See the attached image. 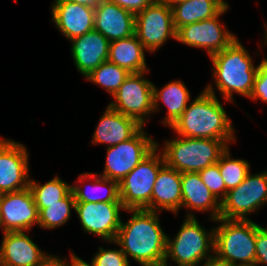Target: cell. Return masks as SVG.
Returning a JSON list of instances; mask_svg holds the SVG:
<instances>
[{
	"instance_id": "cell-1",
	"label": "cell",
	"mask_w": 267,
	"mask_h": 266,
	"mask_svg": "<svg viewBox=\"0 0 267 266\" xmlns=\"http://www.w3.org/2000/svg\"><path fill=\"white\" fill-rule=\"evenodd\" d=\"M132 213L125 223L121 221L114 243L121 247L127 259L131 257L141 266L165 261L167 234L160 225L158 212L146 209H126ZM129 256V257H128Z\"/></svg>"
},
{
	"instance_id": "cell-2",
	"label": "cell",
	"mask_w": 267,
	"mask_h": 266,
	"mask_svg": "<svg viewBox=\"0 0 267 266\" xmlns=\"http://www.w3.org/2000/svg\"><path fill=\"white\" fill-rule=\"evenodd\" d=\"M213 86L208 84L171 126L178 136L235 142V130L224 106L216 97Z\"/></svg>"
},
{
	"instance_id": "cell-3",
	"label": "cell",
	"mask_w": 267,
	"mask_h": 266,
	"mask_svg": "<svg viewBox=\"0 0 267 266\" xmlns=\"http://www.w3.org/2000/svg\"><path fill=\"white\" fill-rule=\"evenodd\" d=\"M214 85L223 99L233 102L234 93L249 98L258 66L238 38L225 49L210 56Z\"/></svg>"
},
{
	"instance_id": "cell-4",
	"label": "cell",
	"mask_w": 267,
	"mask_h": 266,
	"mask_svg": "<svg viewBox=\"0 0 267 266\" xmlns=\"http://www.w3.org/2000/svg\"><path fill=\"white\" fill-rule=\"evenodd\" d=\"M216 221L214 259L230 266H255L256 223L220 217Z\"/></svg>"
},
{
	"instance_id": "cell-5",
	"label": "cell",
	"mask_w": 267,
	"mask_h": 266,
	"mask_svg": "<svg viewBox=\"0 0 267 266\" xmlns=\"http://www.w3.org/2000/svg\"><path fill=\"white\" fill-rule=\"evenodd\" d=\"M187 214L176 237L167 235L165 263L170 258L177 266H199L214 259L215 228L207 232L193 213Z\"/></svg>"
},
{
	"instance_id": "cell-6",
	"label": "cell",
	"mask_w": 267,
	"mask_h": 266,
	"mask_svg": "<svg viewBox=\"0 0 267 266\" xmlns=\"http://www.w3.org/2000/svg\"><path fill=\"white\" fill-rule=\"evenodd\" d=\"M164 145L161 151L165 164L181 173L199 172L217 163L228 148L222 140L182 136L166 140Z\"/></svg>"
},
{
	"instance_id": "cell-7",
	"label": "cell",
	"mask_w": 267,
	"mask_h": 266,
	"mask_svg": "<svg viewBox=\"0 0 267 266\" xmlns=\"http://www.w3.org/2000/svg\"><path fill=\"white\" fill-rule=\"evenodd\" d=\"M158 147L157 143V147L119 182L120 201L125 209L150 210L153 186L159 170L165 165Z\"/></svg>"
},
{
	"instance_id": "cell-8",
	"label": "cell",
	"mask_w": 267,
	"mask_h": 266,
	"mask_svg": "<svg viewBox=\"0 0 267 266\" xmlns=\"http://www.w3.org/2000/svg\"><path fill=\"white\" fill-rule=\"evenodd\" d=\"M266 203L267 171L249 172L243 182L227 192L221 202L220 218L247 220V215L258 211Z\"/></svg>"
},
{
	"instance_id": "cell-9",
	"label": "cell",
	"mask_w": 267,
	"mask_h": 266,
	"mask_svg": "<svg viewBox=\"0 0 267 266\" xmlns=\"http://www.w3.org/2000/svg\"><path fill=\"white\" fill-rule=\"evenodd\" d=\"M156 147L157 142L145 132L143 126L131 139L106 148V163L101 176L121 182Z\"/></svg>"
},
{
	"instance_id": "cell-10",
	"label": "cell",
	"mask_w": 267,
	"mask_h": 266,
	"mask_svg": "<svg viewBox=\"0 0 267 266\" xmlns=\"http://www.w3.org/2000/svg\"><path fill=\"white\" fill-rule=\"evenodd\" d=\"M146 72L147 71L130 73L117 92L113 95L114 101L108 104L117 112L134 118L142 126L145 125L148 117L154 113V84L144 78Z\"/></svg>"
},
{
	"instance_id": "cell-11",
	"label": "cell",
	"mask_w": 267,
	"mask_h": 266,
	"mask_svg": "<svg viewBox=\"0 0 267 266\" xmlns=\"http://www.w3.org/2000/svg\"><path fill=\"white\" fill-rule=\"evenodd\" d=\"M135 35L150 53L159 50L168 39L176 40L172 8L155 0L137 13L135 15Z\"/></svg>"
},
{
	"instance_id": "cell-12",
	"label": "cell",
	"mask_w": 267,
	"mask_h": 266,
	"mask_svg": "<svg viewBox=\"0 0 267 266\" xmlns=\"http://www.w3.org/2000/svg\"><path fill=\"white\" fill-rule=\"evenodd\" d=\"M229 8L227 5L218 15L181 27L176 32V40L194 48H203L209 56L225 49L237 37L227 30L219 20Z\"/></svg>"
},
{
	"instance_id": "cell-13",
	"label": "cell",
	"mask_w": 267,
	"mask_h": 266,
	"mask_svg": "<svg viewBox=\"0 0 267 266\" xmlns=\"http://www.w3.org/2000/svg\"><path fill=\"white\" fill-rule=\"evenodd\" d=\"M75 212L83 231L113 242L121 225L120 210H126L122 202L75 203Z\"/></svg>"
},
{
	"instance_id": "cell-14",
	"label": "cell",
	"mask_w": 267,
	"mask_h": 266,
	"mask_svg": "<svg viewBox=\"0 0 267 266\" xmlns=\"http://www.w3.org/2000/svg\"><path fill=\"white\" fill-rule=\"evenodd\" d=\"M29 154L24 144L0 138V192L10 193L29 187Z\"/></svg>"
},
{
	"instance_id": "cell-15",
	"label": "cell",
	"mask_w": 267,
	"mask_h": 266,
	"mask_svg": "<svg viewBox=\"0 0 267 266\" xmlns=\"http://www.w3.org/2000/svg\"><path fill=\"white\" fill-rule=\"evenodd\" d=\"M38 209L30 188L2 194L0 228L4 232L30 231L38 225Z\"/></svg>"
},
{
	"instance_id": "cell-16",
	"label": "cell",
	"mask_w": 267,
	"mask_h": 266,
	"mask_svg": "<svg viewBox=\"0 0 267 266\" xmlns=\"http://www.w3.org/2000/svg\"><path fill=\"white\" fill-rule=\"evenodd\" d=\"M53 2V24L69 41L94 30L95 8L68 0Z\"/></svg>"
},
{
	"instance_id": "cell-17",
	"label": "cell",
	"mask_w": 267,
	"mask_h": 266,
	"mask_svg": "<svg viewBox=\"0 0 267 266\" xmlns=\"http://www.w3.org/2000/svg\"><path fill=\"white\" fill-rule=\"evenodd\" d=\"M48 256L25 231L4 232L0 266H40Z\"/></svg>"
},
{
	"instance_id": "cell-18",
	"label": "cell",
	"mask_w": 267,
	"mask_h": 266,
	"mask_svg": "<svg viewBox=\"0 0 267 266\" xmlns=\"http://www.w3.org/2000/svg\"><path fill=\"white\" fill-rule=\"evenodd\" d=\"M70 42L74 65L84 77L108 60L110 41L96 30L87 32Z\"/></svg>"
},
{
	"instance_id": "cell-19",
	"label": "cell",
	"mask_w": 267,
	"mask_h": 266,
	"mask_svg": "<svg viewBox=\"0 0 267 266\" xmlns=\"http://www.w3.org/2000/svg\"><path fill=\"white\" fill-rule=\"evenodd\" d=\"M94 30L110 42L135 34V15L117 4L102 0L95 7Z\"/></svg>"
},
{
	"instance_id": "cell-20",
	"label": "cell",
	"mask_w": 267,
	"mask_h": 266,
	"mask_svg": "<svg viewBox=\"0 0 267 266\" xmlns=\"http://www.w3.org/2000/svg\"><path fill=\"white\" fill-rule=\"evenodd\" d=\"M142 127L134 118L117 112L108 105L94 131L92 144H108L106 148L116 146L131 139Z\"/></svg>"
},
{
	"instance_id": "cell-21",
	"label": "cell",
	"mask_w": 267,
	"mask_h": 266,
	"mask_svg": "<svg viewBox=\"0 0 267 266\" xmlns=\"http://www.w3.org/2000/svg\"><path fill=\"white\" fill-rule=\"evenodd\" d=\"M181 175V172L166 164L159 170L153 186L150 211L159 213L166 210L177 214L182 201Z\"/></svg>"
},
{
	"instance_id": "cell-22",
	"label": "cell",
	"mask_w": 267,
	"mask_h": 266,
	"mask_svg": "<svg viewBox=\"0 0 267 266\" xmlns=\"http://www.w3.org/2000/svg\"><path fill=\"white\" fill-rule=\"evenodd\" d=\"M181 187V208L185 207L198 212H210L211 221H215L220 217L221 203L202 182L198 172L182 173Z\"/></svg>"
},
{
	"instance_id": "cell-23",
	"label": "cell",
	"mask_w": 267,
	"mask_h": 266,
	"mask_svg": "<svg viewBox=\"0 0 267 266\" xmlns=\"http://www.w3.org/2000/svg\"><path fill=\"white\" fill-rule=\"evenodd\" d=\"M145 51L146 49L134 34L128 38L110 42L108 60L129 73L149 72Z\"/></svg>"
},
{
	"instance_id": "cell-24",
	"label": "cell",
	"mask_w": 267,
	"mask_h": 266,
	"mask_svg": "<svg viewBox=\"0 0 267 266\" xmlns=\"http://www.w3.org/2000/svg\"><path fill=\"white\" fill-rule=\"evenodd\" d=\"M190 92L182 81H170L160 90L153 85V108L159 111L160 101L167 106V114L162 123L171 127L189 105Z\"/></svg>"
},
{
	"instance_id": "cell-25",
	"label": "cell",
	"mask_w": 267,
	"mask_h": 266,
	"mask_svg": "<svg viewBox=\"0 0 267 266\" xmlns=\"http://www.w3.org/2000/svg\"><path fill=\"white\" fill-rule=\"evenodd\" d=\"M89 191L84 190L79 184L71 186V191L73 192L76 203H85V202H121L119 196V183L108 178L101 176L97 173H82L78 177V182L83 184L85 180L86 183L91 181ZM89 180V181H88ZM87 181V182H86ZM104 191V196H100L99 192ZM98 193V194H97Z\"/></svg>"
},
{
	"instance_id": "cell-26",
	"label": "cell",
	"mask_w": 267,
	"mask_h": 266,
	"mask_svg": "<svg viewBox=\"0 0 267 266\" xmlns=\"http://www.w3.org/2000/svg\"><path fill=\"white\" fill-rule=\"evenodd\" d=\"M228 5L225 0H186L172 8L176 32L183 26L218 15Z\"/></svg>"
},
{
	"instance_id": "cell-27",
	"label": "cell",
	"mask_w": 267,
	"mask_h": 266,
	"mask_svg": "<svg viewBox=\"0 0 267 266\" xmlns=\"http://www.w3.org/2000/svg\"><path fill=\"white\" fill-rule=\"evenodd\" d=\"M71 186L59 176L44 184H39L31 178L29 181V188L37 208H46V204L61 203V200L71 192Z\"/></svg>"
},
{
	"instance_id": "cell-28",
	"label": "cell",
	"mask_w": 267,
	"mask_h": 266,
	"mask_svg": "<svg viewBox=\"0 0 267 266\" xmlns=\"http://www.w3.org/2000/svg\"><path fill=\"white\" fill-rule=\"evenodd\" d=\"M75 198L71 191L61 203L46 204V208H37L38 226L42 229H55L67 223L71 217V209H75Z\"/></svg>"
},
{
	"instance_id": "cell-29",
	"label": "cell",
	"mask_w": 267,
	"mask_h": 266,
	"mask_svg": "<svg viewBox=\"0 0 267 266\" xmlns=\"http://www.w3.org/2000/svg\"><path fill=\"white\" fill-rule=\"evenodd\" d=\"M129 75L127 70L107 60L85 78L102 86L113 97Z\"/></svg>"
},
{
	"instance_id": "cell-30",
	"label": "cell",
	"mask_w": 267,
	"mask_h": 266,
	"mask_svg": "<svg viewBox=\"0 0 267 266\" xmlns=\"http://www.w3.org/2000/svg\"><path fill=\"white\" fill-rule=\"evenodd\" d=\"M230 154L228 147L217 162L227 191L236 188L250 172V164L246 160L232 159Z\"/></svg>"
},
{
	"instance_id": "cell-31",
	"label": "cell",
	"mask_w": 267,
	"mask_h": 266,
	"mask_svg": "<svg viewBox=\"0 0 267 266\" xmlns=\"http://www.w3.org/2000/svg\"><path fill=\"white\" fill-rule=\"evenodd\" d=\"M202 182L208 187L214 197L221 203L226 195V185L223 177L220 174L218 163L207 166L198 172Z\"/></svg>"
},
{
	"instance_id": "cell-32",
	"label": "cell",
	"mask_w": 267,
	"mask_h": 266,
	"mask_svg": "<svg viewBox=\"0 0 267 266\" xmlns=\"http://www.w3.org/2000/svg\"><path fill=\"white\" fill-rule=\"evenodd\" d=\"M95 266H130V261L120 249H104L99 247L92 258Z\"/></svg>"
},
{
	"instance_id": "cell-33",
	"label": "cell",
	"mask_w": 267,
	"mask_h": 266,
	"mask_svg": "<svg viewBox=\"0 0 267 266\" xmlns=\"http://www.w3.org/2000/svg\"><path fill=\"white\" fill-rule=\"evenodd\" d=\"M253 101L262 100L267 103V59L266 57L258 64L253 89L249 96Z\"/></svg>"
},
{
	"instance_id": "cell-34",
	"label": "cell",
	"mask_w": 267,
	"mask_h": 266,
	"mask_svg": "<svg viewBox=\"0 0 267 266\" xmlns=\"http://www.w3.org/2000/svg\"><path fill=\"white\" fill-rule=\"evenodd\" d=\"M267 265V227L256 223V261L255 266Z\"/></svg>"
},
{
	"instance_id": "cell-35",
	"label": "cell",
	"mask_w": 267,
	"mask_h": 266,
	"mask_svg": "<svg viewBox=\"0 0 267 266\" xmlns=\"http://www.w3.org/2000/svg\"><path fill=\"white\" fill-rule=\"evenodd\" d=\"M108 2L117 4L127 11L136 15L144 10L148 5H151L155 0H106Z\"/></svg>"
},
{
	"instance_id": "cell-36",
	"label": "cell",
	"mask_w": 267,
	"mask_h": 266,
	"mask_svg": "<svg viewBox=\"0 0 267 266\" xmlns=\"http://www.w3.org/2000/svg\"><path fill=\"white\" fill-rule=\"evenodd\" d=\"M68 259H60L59 256L49 255L40 266H68Z\"/></svg>"
},
{
	"instance_id": "cell-37",
	"label": "cell",
	"mask_w": 267,
	"mask_h": 266,
	"mask_svg": "<svg viewBox=\"0 0 267 266\" xmlns=\"http://www.w3.org/2000/svg\"><path fill=\"white\" fill-rule=\"evenodd\" d=\"M70 262L67 263L68 266H95L93 260H91V263H88L84 261L83 259L79 258L76 254L73 252L70 253Z\"/></svg>"
},
{
	"instance_id": "cell-38",
	"label": "cell",
	"mask_w": 267,
	"mask_h": 266,
	"mask_svg": "<svg viewBox=\"0 0 267 266\" xmlns=\"http://www.w3.org/2000/svg\"><path fill=\"white\" fill-rule=\"evenodd\" d=\"M68 1L95 8L101 3L102 0H68Z\"/></svg>"
},
{
	"instance_id": "cell-39",
	"label": "cell",
	"mask_w": 267,
	"mask_h": 266,
	"mask_svg": "<svg viewBox=\"0 0 267 266\" xmlns=\"http://www.w3.org/2000/svg\"><path fill=\"white\" fill-rule=\"evenodd\" d=\"M202 266H230L221 262L216 261L215 259L204 262Z\"/></svg>"
},
{
	"instance_id": "cell-40",
	"label": "cell",
	"mask_w": 267,
	"mask_h": 266,
	"mask_svg": "<svg viewBox=\"0 0 267 266\" xmlns=\"http://www.w3.org/2000/svg\"><path fill=\"white\" fill-rule=\"evenodd\" d=\"M161 3H164L165 5L169 7H173L175 4L186 1V0H158Z\"/></svg>"
},
{
	"instance_id": "cell-41",
	"label": "cell",
	"mask_w": 267,
	"mask_h": 266,
	"mask_svg": "<svg viewBox=\"0 0 267 266\" xmlns=\"http://www.w3.org/2000/svg\"><path fill=\"white\" fill-rule=\"evenodd\" d=\"M265 28H264V30H265V34H264V37H265V42H264V44H267V24L265 23Z\"/></svg>"
},
{
	"instance_id": "cell-42",
	"label": "cell",
	"mask_w": 267,
	"mask_h": 266,
	"mask_svg": "<svg viewBox=\"0 0 267 266\" xmlns=\"http://www.w3.org/2000/svg\"><path fill=\"white\" fill-rule=\"evenodd\" d=\"M145 266H168V263H159V264H152V265H145Z\"/></svg>"
}]
</instances>
